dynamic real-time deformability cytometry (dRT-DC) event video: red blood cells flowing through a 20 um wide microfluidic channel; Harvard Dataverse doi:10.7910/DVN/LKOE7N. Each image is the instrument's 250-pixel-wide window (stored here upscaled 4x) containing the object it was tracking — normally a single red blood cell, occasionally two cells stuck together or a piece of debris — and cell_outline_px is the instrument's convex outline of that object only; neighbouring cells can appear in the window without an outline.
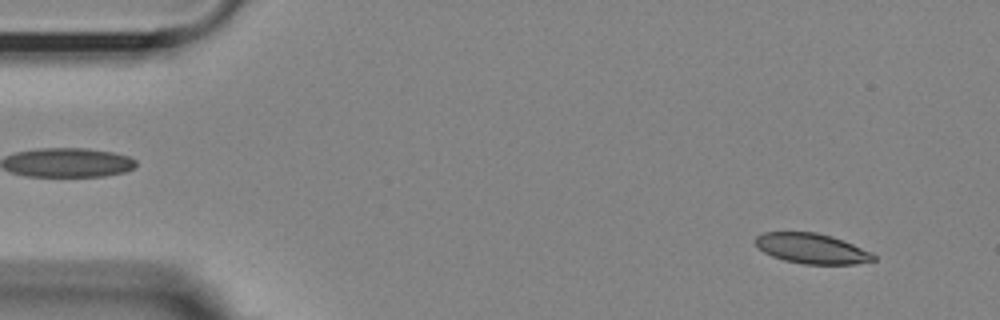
{"species": "Egyptian fruit bat (a non-hibernating species)", "species_latin": "Rousettus aegyptiacus", "temperature_condition": "room temperature", "stored_images_in_passage": 54, "camera_frame_rate_fps": 3000, "um_per_image_px": 0.085, "animal": {"sex": "female"}, "frame": {"image": 1, "passage_image": 4, "time_ms": 1.0, "image_size_px": [1000, 320], "cell_outline_px": [[876, 260], [856, 264], [804, 264], [784, 260], [772, 256], [764, 252], [752, 240], [756, 236], [764, 232], [816, 232], [832, 236], [872, 252], [876, 256]], "centroid_in_image_um": [69.0, 21.12], "position_along_channel_um": 16.0, "area_um2": 20.81}}
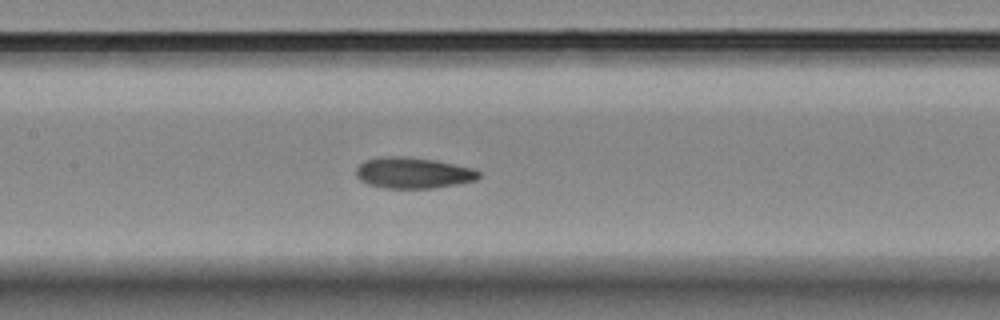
{"frame": {"image": 2, "passage_image": 25, "time_ms": 8.0, "image_size_px": [1000, 320], "cell_outline_px": [[480, 176], [476, 180], [456, 184], [432, 188], [384, 188], [368, 184], [360, 180], [356, 176], [356, 168], [364, 160], [380, 156], [404, 156], [436, 160], [472, 168], [480, 172]], "centroid_in_image_um": [35.08, 14.68], "position_along_channel_um": 172.3, "area_um2": 22.25}}
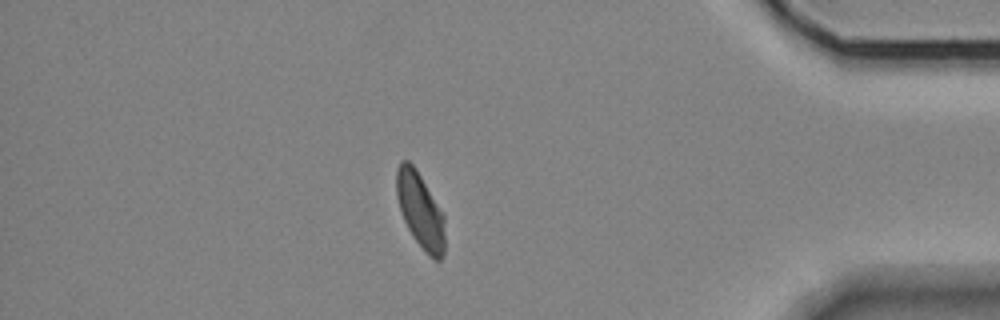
{"frame": {"image": 3, "passage_image": 47, "time_ms": 15.333, "image_size_px": [1000, 320], "cell_outline_px": [[444, 252], [440, 260], [432, 260], [428, 256], [412, 236], [404, 220], [396, 196], [396, 168], [400, 160], [408, 160], [416, 168], [444, 212]], "centroid_in_image_um": [35.73, 17.86], "position_along_channel_um": 399.5, "area_um2": 21.62}, "authors_computed_cell_mechanics": {"area_um2": 21.7906, "velocity_mm_per_s": 3.6049, "shape_relaxation_time_tau1_ms": 5.0896, "shape_relaxation_time_tau2_ms": 1.5465, "deformation_change_tau1": 0.128, "deformation_change_tau2": 0.0578}}